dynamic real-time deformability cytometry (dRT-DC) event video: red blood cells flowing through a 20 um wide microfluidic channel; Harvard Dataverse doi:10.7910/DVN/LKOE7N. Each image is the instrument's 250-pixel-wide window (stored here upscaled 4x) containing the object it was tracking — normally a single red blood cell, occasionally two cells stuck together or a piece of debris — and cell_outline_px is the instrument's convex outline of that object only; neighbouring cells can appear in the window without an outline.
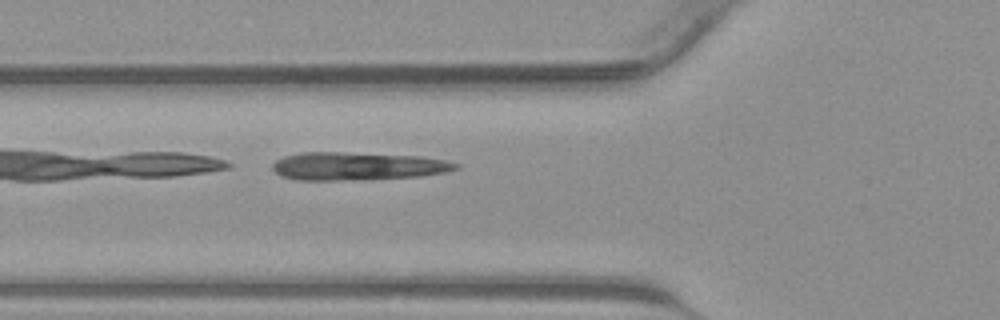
{"species": "common noctule bat (a hibernating species)", "species_latin": "Nyctalus noctula", "temperature_condition": "warm", "stored_images_in_passage": 31, "camera_frame_rate_fps": 3000, "um_per_image_px": 0.085, "animal": {"sex": "male", "body_mass_g": 23.1, "forearm_length_mm": 52.7}, "frame": {"image": 1, "passage_image": 4, "time_ms": 1.0, "image_size_px": [1000, 320], "cell_outline_px": [[460, 168], [444, 172], [420, 176], [336, 180], [296, 180], [280, 176], [272, 168], [272, 164], [276, 160], [284, 156], [304, 152], [340, 152], [420, 156], [444, 160], [460, 164]], "centroid_in_image_um": [30.35, 14.12], "position_along_channel_um": 95.4, "area_um2": 29.65}}
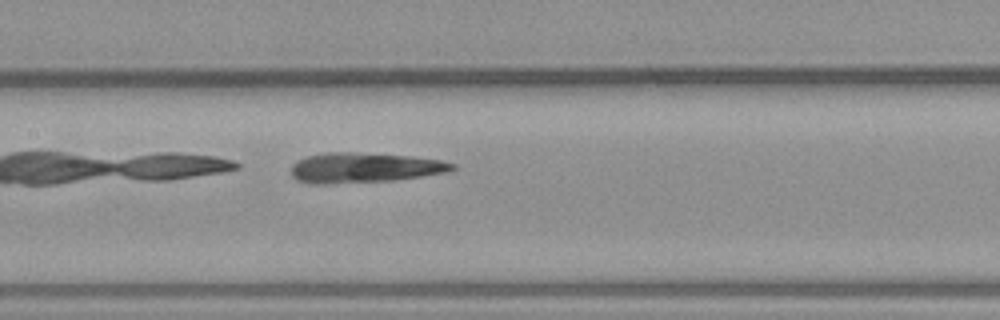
{"frame": {"image": 2, "passage_image": 9, "time_ms": 2.667, "image_size_px": [1000, 320], "cell_outline_px": [[456, 168], [448, 172], [396, 180], [328, 184], [308, 184], [296, 180], [292, 176], [292, 164], [296, 160], [308, 156], [324, 152], [352, 152], [408, 156], [440, 160], [456, 164]], "centroid_in_image_um": [30.93, 14.26], "position_along_channel_um": 176.5, "area_um2": 28.38}}
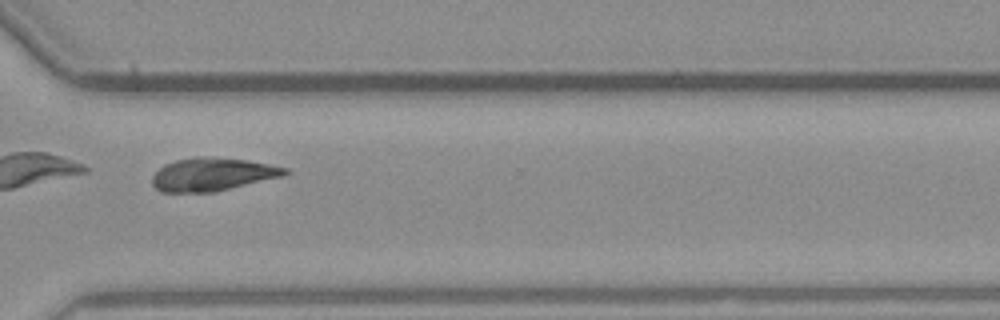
{"frame": {"image": 3, "passage_image": 20, "time_ms": 6.333, "image_size_px": [1000, 320], "cell_outline_px": [[288, 172], [284, 176], [216, 192], [160, 192], [152, 184], [152, 176], [164, 164], [176, 160], [200, 156], [204, 156], [244, 160], [268, 164], [288, 168]], "centroid_in_image_um": [18.05, 14.83], "position_along_channel_um": 352.6, "area_um2": 25.55}}